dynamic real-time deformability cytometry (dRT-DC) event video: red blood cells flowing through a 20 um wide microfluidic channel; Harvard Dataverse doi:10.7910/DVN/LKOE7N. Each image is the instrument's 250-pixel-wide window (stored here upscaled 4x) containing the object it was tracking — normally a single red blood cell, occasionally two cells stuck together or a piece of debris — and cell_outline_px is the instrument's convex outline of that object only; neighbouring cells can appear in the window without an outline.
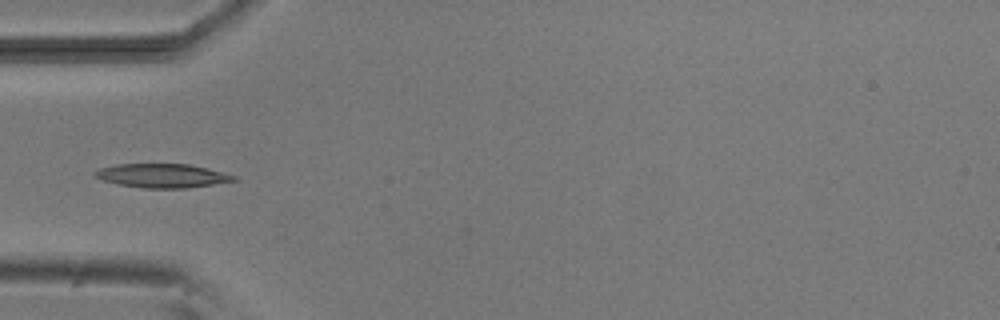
{"species": "common noctule bat (a hibernating species)", "species_latin": "Nyctalus noctula", "temperature_condition": "room temperature", "stored_images_in_passage": 6, "camera_frame_rate_fps": 3000, "um_per_image_px": 0.085, "animal": {"sex": "male", "body_mass_g": 20.5, "forearm_length_mm": 52.5}, "frame": {"image": 1, "passage_image": 5, "time_ms": 4.667, "image_size_px": [1000, 320], "cell_outline_px": [[240, 180], [188, 188], [144, 188], [116, 184], [104, 180], [96, 176], [92, 172], [100, 168], [116, 164], [188, 164], [208, 168], [236, 176]], "centroid_in_image_um": [13.82, 14.93], "position_along_channel_um": 71.2, "area_um2": 19.36}}
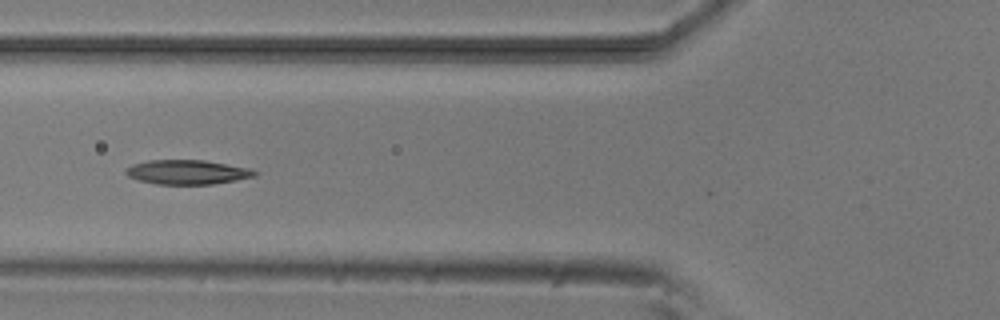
{"frame": {"image": 2, "passage_image": 6, "time_ms": 5.667, "image_size_px": [1000, 320], "cell_outline_px": [[256, 176], [236, 180], [212, 184], [156, 184], [140, 180], [128, 176], [124, 172], [124, 168], [132, 164], [148, 160], [204, 160], [252, 168], [256, 172]], "centroid_in_image_um": [15.91, 14.62], "position_along_channel_um": 109.9, "area_um2": 18.38}}